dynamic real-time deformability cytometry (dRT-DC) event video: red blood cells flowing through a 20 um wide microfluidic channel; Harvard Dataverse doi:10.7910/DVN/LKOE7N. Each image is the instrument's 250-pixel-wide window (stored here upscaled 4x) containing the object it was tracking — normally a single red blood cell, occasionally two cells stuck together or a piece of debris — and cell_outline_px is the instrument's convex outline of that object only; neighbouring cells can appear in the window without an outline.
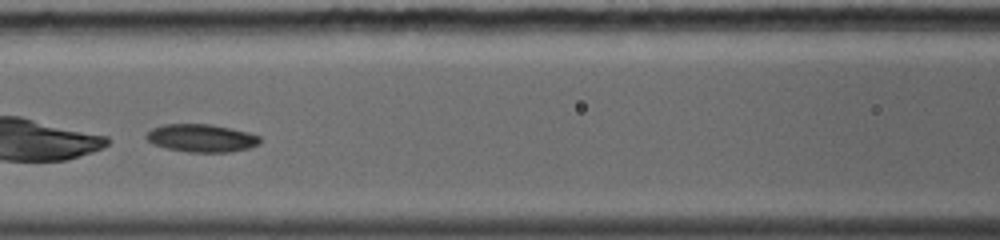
{"species": "common noctule bat (a hibernating species)", "species_latin": "Nyctalus noctula", "temperature_condition": "warm", "stored_images_in_passage": 11, "camera_frame_rate_fps": 5000, "um_per_image_px": 0.085, "animal": {"sex": "female", "body_mass_g": 19.0, "forearm_length_mm": 56.7}, "frame": {"image": 1, "passage_image": 5, "time_ms": 4.0, "image_size_px": [1000, 240], "cell_outline_px": [[260, 144], [248, 148], [228, 152], [188, 152], [168, 148], [152, 144], [144, 136], [152, 128], [164, 124], [212, 124], [248, 132], [260, 136]], "centroid_in_image_um": [17.12, 11.73], "position_along_channel_um": 149.5, "area_um2": 18.44}}
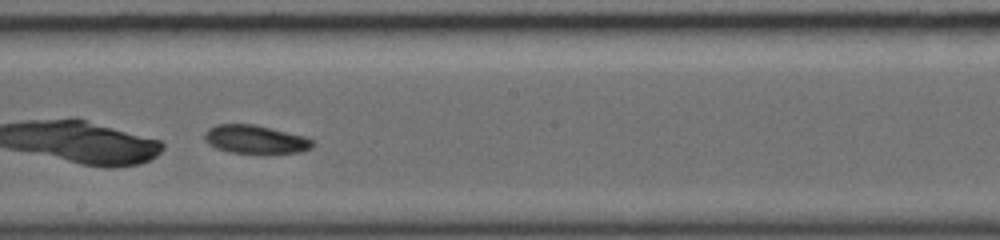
{"frame": {"image": 2, "passage_image": 7, "time_ms": 5.8, "image_size_px": [1000, 240], "cell_outline_px": [[316, 144], [312, 148], [300, 152], [228, 152], [216, 148], [208, 144], [204, 140], [204, 132], [208, 128], [216, 124], [252, 124], [304, 136], [312, 140]], "centroid_in_image_um": [21.66, 11.83], "position_along_channel_um": 226.5, "area_um2": 17.63}}
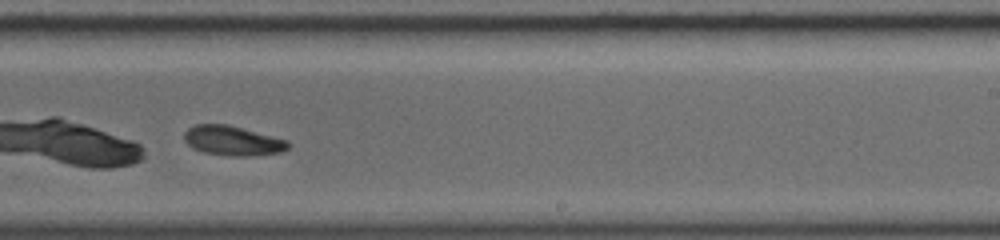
{"frame": {"image": 3, "passage_image": 8, "time_ms": 6.8, "image_size_px": [1000, 240], "cell_outline_px": [[292, 144], [288, 148], [280, 152], [248, 156], [232, 156], [204, 152], [192, 148], [184, 140], [184, 132], [188, 128], [196, 124], [228, 124], [288, 140]], "centroid_in_image_um": [19.78, 11.95], "position_along_channel_um": 269.2, "area_um2": 17.98}}